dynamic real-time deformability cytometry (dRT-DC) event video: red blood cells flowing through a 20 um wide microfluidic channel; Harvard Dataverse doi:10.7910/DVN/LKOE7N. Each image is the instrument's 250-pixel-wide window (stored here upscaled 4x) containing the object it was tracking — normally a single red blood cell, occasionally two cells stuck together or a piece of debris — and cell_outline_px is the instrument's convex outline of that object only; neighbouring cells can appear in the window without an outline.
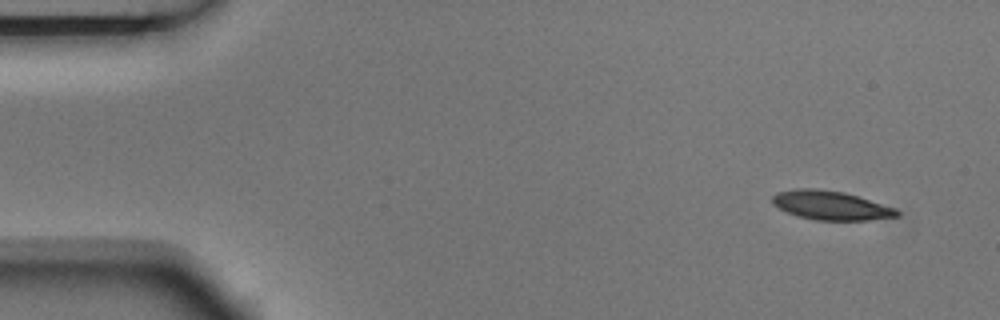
{"species": "Egyptian fruit bat (a non-hibernating species)", "species_latin": "Rousettus aegyptiacus", "temperature_condition": "room temperature", "stored_images_in_passage": 4, "camera_frame_rate_fps": 3000, "um_per_image_px": 0.085, "animal": {"sex": "male"}, "frame": {"image": 1, "passage_image": 1, "time_ms": 0.0, "image_size_px": [1000, 320], "cell_outline_px": [[900, 216], [868, 220], [816, 220], [800, 216], [788, 212], [772, 204], [772, 196], [776, 192], [796, 188], [812, 188], [844, 192], [896, 208], [900, 212]], "centroid_in_image_um": [70.62, 17.45], "position_along_channel_um": 14.4, "area_um2": 20.92}}
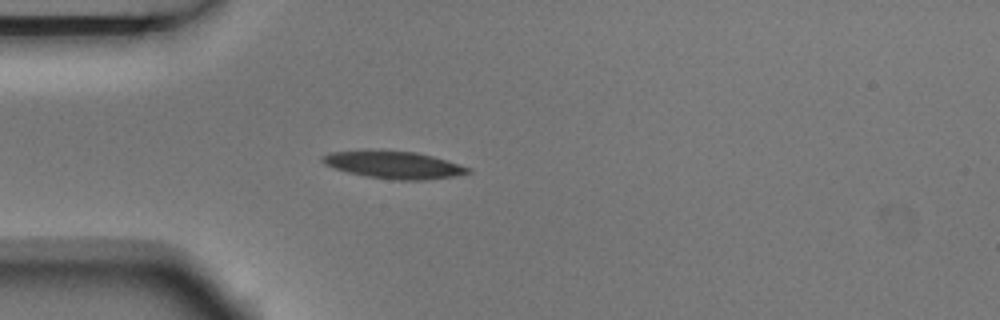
{"frame": {"image": 2, "passage_image": 4, "time_ms": 1.0, "image_size_px": [1000, 320], "cell_outline_px": [[472, 172], [452, 176], [424, 180], [392, 180], [364, 176], [348, 172], [324, 164], [320, 160], [320, 156], [332, 152], [416, 152], [432, 156], [472, 168]], "centroid_in_image_um": [33.5, 14.05], "position_along_channel_um": 51.5, "area_um2": 22.48}}